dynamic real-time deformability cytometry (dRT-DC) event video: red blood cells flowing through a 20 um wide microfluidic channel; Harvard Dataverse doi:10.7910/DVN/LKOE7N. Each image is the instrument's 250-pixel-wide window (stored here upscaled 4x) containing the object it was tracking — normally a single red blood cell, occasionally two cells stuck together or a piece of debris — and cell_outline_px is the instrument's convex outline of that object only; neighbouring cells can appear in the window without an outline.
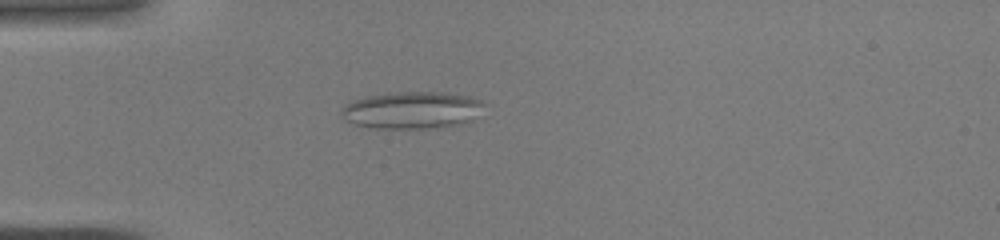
{"species": "common noctule bat (a hibernating species)", "species_latin": "Nyctalus noctula", "temperature_condition": "warm", "stored_images_in_passage": 44, "camera_frame_rate_fps": 3000, "um_per_image_px": 0.085, "animal": {"sex": "male", "body_mass_g": 19.0, "forearm_length_mm": 50.8}, "frame": {"image": 1, "passage_image": 13, "time_ms": 4.0, "image_size_px": [1000, 240], "cell_outline_px": [[484, 104], [472, 120], [464, 124], [440, 128], [372, 128], [356, 124], [344, 120], [340, 116], [340, 112], [344, 104], [352, 100], [364, 96], [388, 92], [444, 92], [472, 96], [480, 100]], "centroid_in_image_um": [34.98, 9.36], "position_along_channel_um": 50.0, "area_um2": 31.39}}
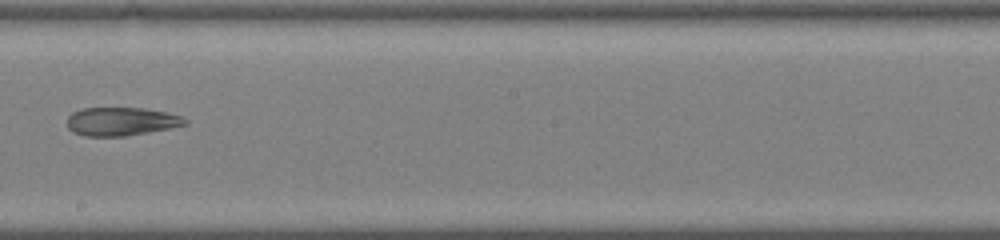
{"frame": {"image": 2, "passage_image": 26, "time_ms": 8.333, "image_size_px": [1000, 240], "cell_outline_px": [[188, 124], [128, 136], [84, 136], [72, 132], [68, 128], [68, 116], [72, 112], [84, 108], [144, 108], [168, 112], [184, 116], [188, 120]], "centroid_in_image_um": [10.33, 10.32], "position_along_channel_um": 237.9, "area_um2": 19.65}}
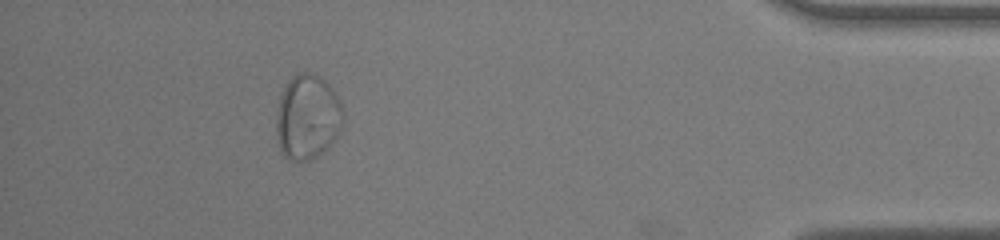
{"frame": {"image": 3, "passage_image": 40, "time_ms": 13.0, "image_size_px": [1000, 240], "cell_outline_px": [[344, 120], [336, 136], [328, 148], [312, 160], [296, 160], [284, 156], [280, 152], [276, 136], [276, 112], [280, 96], [288, 80], [296, 72], [316, 72], [332, 88], [344, 112]], "centroid_in_image_um": [26.12, 9.93], "position_along_channel_um": 409.1, "area_um2": 33.41}}